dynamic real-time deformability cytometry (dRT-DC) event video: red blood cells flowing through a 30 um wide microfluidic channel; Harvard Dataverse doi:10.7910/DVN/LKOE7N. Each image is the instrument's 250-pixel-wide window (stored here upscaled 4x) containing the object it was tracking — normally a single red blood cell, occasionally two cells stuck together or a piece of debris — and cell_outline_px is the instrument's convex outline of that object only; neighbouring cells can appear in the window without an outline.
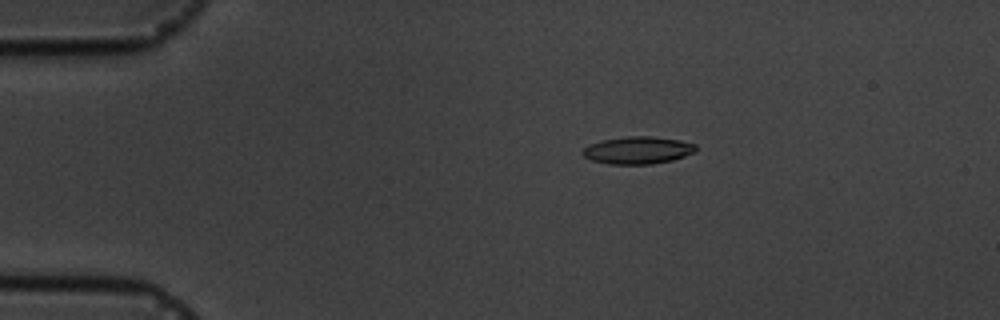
{"species": "common noctule bat (a hibernating species)", "species_latin": "Nyctalus noctula", "temperature_condition": "cold", "stored_images_in_passage": 5, "camera_frame_rate_fps": 3000, "um_per_image_px": 0.085, "animal": {"sex": "male", "body_mass_g": 19.5, "forearm_length_mm": 54.6}, "frame": {"image": 1, "passage_image": 3, "time_ms": 3.333, "image_size_px": [1000, 320], "cell_outline_px": [[696, 148], [692, 152], [684, 156], [672, 160], [652, 164], [608, 164], [592, 160], [584, 156], [580, 152], [584, 148], [592, 144], [604, 140], [628, 136], [652, 136], [680, 140], [696, 144]], "centroid_in_image_um": [54.21, 12.77], "position_along_channel_um": 30.8, "area_um2": 17.86}}